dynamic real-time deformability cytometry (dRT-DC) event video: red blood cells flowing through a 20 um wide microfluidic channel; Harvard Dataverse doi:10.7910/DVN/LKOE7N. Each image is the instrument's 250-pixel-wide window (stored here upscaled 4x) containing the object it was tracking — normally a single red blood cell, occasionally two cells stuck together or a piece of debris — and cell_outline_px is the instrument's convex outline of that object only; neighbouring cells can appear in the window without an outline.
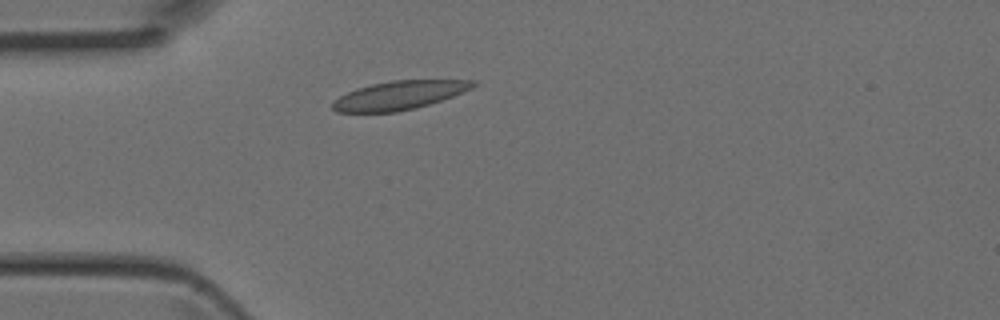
{"species": "Egyptian fruit bat (a non-hibernating species)", "species_latin": "Rousettus aegyptiacus", "temperature_condition": "room temperature", "stored_images_in_passage": 3, "camera_frame_rate_fps": 3000, "um_per_image_px": 0.085, "animal": {"sex": "female"}, "frame": {"image": 1, "passage_image": 3, "time_ms": 0.667, "image_size_px": [1000, 320], "cell_outline_px": [[476, 84], [472, 88], [452, 96], [416, 108], [396, 112], [336, 112], [332, 108], [332, 100], [356, 88], [372, 84], [392, 80], [476, 80]], "centroid_in_image_um": [33.9, 8.1], "position_along_channel_um": 51.1, "area_um2": 23.29}}